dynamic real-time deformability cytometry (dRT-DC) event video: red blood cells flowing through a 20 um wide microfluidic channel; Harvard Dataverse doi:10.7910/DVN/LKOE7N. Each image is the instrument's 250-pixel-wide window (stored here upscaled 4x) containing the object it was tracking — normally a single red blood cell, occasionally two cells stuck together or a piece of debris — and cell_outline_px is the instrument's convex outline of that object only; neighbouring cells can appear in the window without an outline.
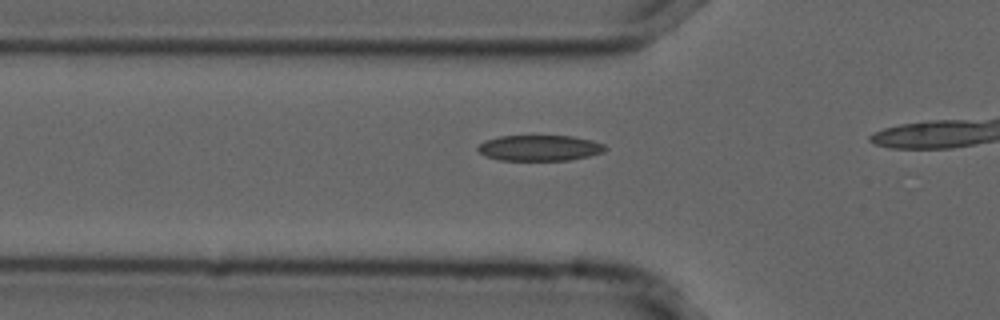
{"species": "common noctule bat (a hibernating species)", "species_latin": "Nyctalus noctula", "temperature_condition": "cold", "stored_images_in_passage": 17, "camera_frame_rate_fps": 3000, "um_per_image_px": 0.085, "animal": {"sex": "male", "forearm_length_mm": 52.5}, "frame": {"image": 1, "passage_image": 12, "time_ms": 3.667, "image_size_px": [1000, 320], "cell_outline_px": [[608, 148], [604, 152], [588, 156], [568, 160], [500, 160], [484, 156], [476, 148], [484, 140], [500, 136], [572, 136], [592, 140], [604, 144]], "centroid_in_image_um": [45.86, 12.57], "position_along_channel_um": 79.9, "area_um2": 19.13}}
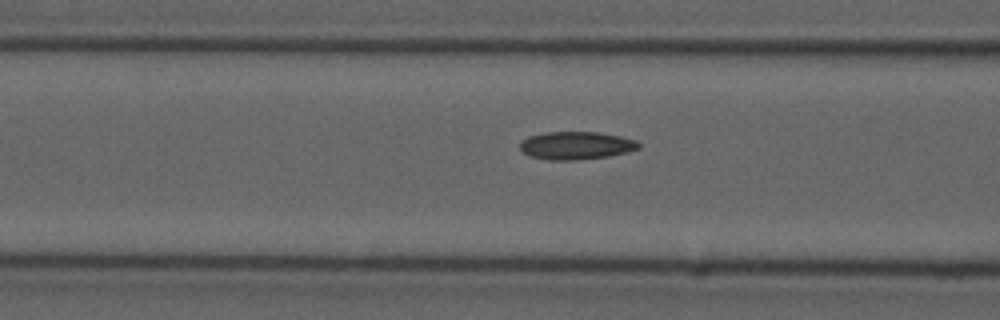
{"frame": {"image": 2, "passage_image": 15, "time_ms": 4.667, "image_size_px": [1000, 320], "cell_outline_px": [[640, 148], [628, 152], [608, 156], [576, 160], [548, 160], [528, 156], [520, 152], [520, 140], [528, 136], [544, 132], [596, 132], [620, 136], [636, 140], [640, 144]], "centroid_in_image_um": [48.92, 12.37], "position_along_channel_um": 117.7, "area_um2": 19.54}}